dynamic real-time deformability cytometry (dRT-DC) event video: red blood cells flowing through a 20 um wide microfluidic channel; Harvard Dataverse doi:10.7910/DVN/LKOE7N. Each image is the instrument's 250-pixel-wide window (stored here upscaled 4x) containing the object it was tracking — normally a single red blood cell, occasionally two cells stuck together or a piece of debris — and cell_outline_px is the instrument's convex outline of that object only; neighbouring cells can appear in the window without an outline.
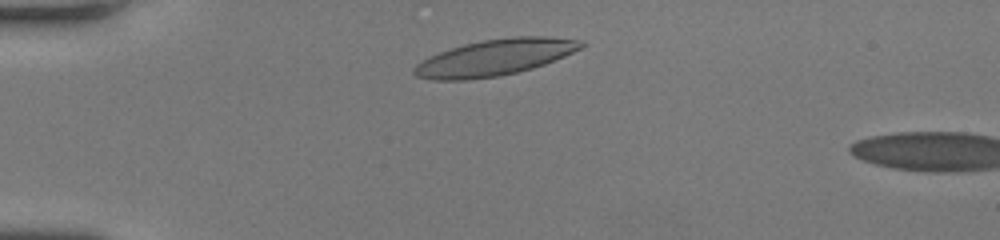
{"species": "human", "species_latin": "Homo sapiens", "temperature_condition": "room temperature", "stored_images_in_passage": 5, "camera_frame_rate_fps": 3000, "um_per_image_px": 0.085, "donor": {"sex": "female"}, "frame": {"image": 1, "passage_image": 1, "time_ms": 0.0, "image_size_px": [1000, 240], "cell_outline_px": [[588, 44], [564, 56], [544, 64], [532, 68], [500, 76], [468, 80], [432, 80], [416, 76], [412, 72], [412, 68], [416, 64], [428, 56], [464, 44], [484, 40], [516, 36], [544, 36], [584, 40]], "centroid_in_image_um": [42.05, 4.89], "position_along_channel_um": 42.9, "area_um2": 35.26}}